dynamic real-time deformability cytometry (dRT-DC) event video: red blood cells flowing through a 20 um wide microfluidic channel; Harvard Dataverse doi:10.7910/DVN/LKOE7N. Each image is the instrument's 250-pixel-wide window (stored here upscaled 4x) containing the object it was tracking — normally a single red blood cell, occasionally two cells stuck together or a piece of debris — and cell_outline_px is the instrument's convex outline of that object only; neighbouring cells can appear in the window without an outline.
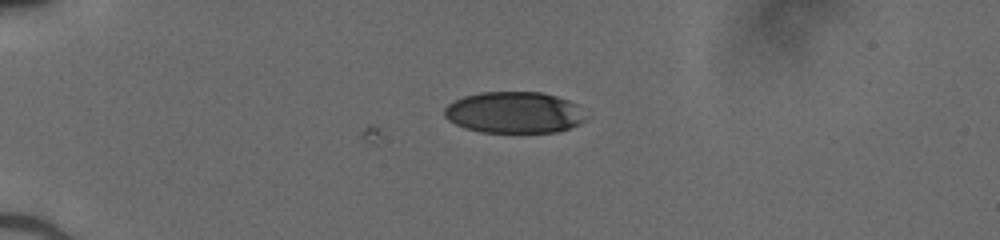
{"species": "human", "species_latin": "Homo sapiens", "temperature_condition": "cold", "stored_images_in_passage": 20, "camera_frame_rate_fps": 3000, "um_per_image_px": 0.085, "donor": {"sex": "male"}, "frame": {"image": 1, "passage_image": 20, "time_ms": 6.333, "image_size_px": [1000, 240], "cell_outline_px": [[588, 116], [584, 120], [568, 128], [556, 132], [480, 132], [464, 128], [448, 120], [444, 116], [444, 108], [448, 104], [464, 96], [480, 92], [540, 92], [556, 96], [568, 100], [576, 104]], "centroid_in_image_um": [43.68, 9.56], "position_along_channel_um": 41.3, "area_um2": 34.1}}